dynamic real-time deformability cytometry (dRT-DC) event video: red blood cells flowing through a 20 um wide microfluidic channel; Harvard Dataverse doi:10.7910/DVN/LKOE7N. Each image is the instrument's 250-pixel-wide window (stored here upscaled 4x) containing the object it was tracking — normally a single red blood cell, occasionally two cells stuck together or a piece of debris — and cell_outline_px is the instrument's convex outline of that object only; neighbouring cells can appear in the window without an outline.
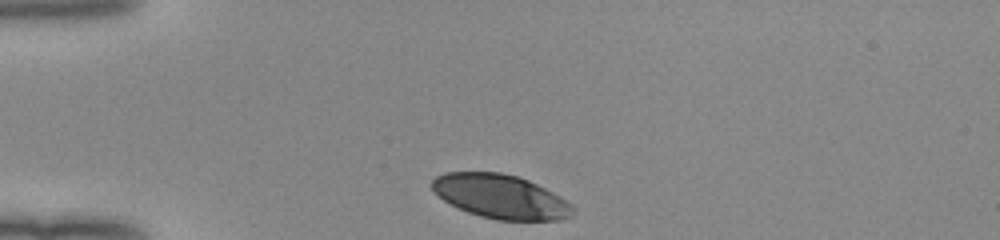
{"species": "human", "species_latin": "Homo sapiens", "temperature_condition": "room temperature", "stored_images_in_passage": 31, "camera_frame_rate_fps": 3000, "um_per_image_px": 0.085, "donor": {"sex": "female"}, "frame": {"image": 1, "passage_image": 1, "time_ms": 0.0, "image_size_px": [1000, 240], "cell_outline_px": [[576, 212], [572, 216], [560, 220], [496, 220], [480, 216], [468, 212], [448, 204], [432, 188], [432, 180], [436, 176], [444, 172], [500, 172], [516, 176], [528, 180], [560, 196], [572, 204]], "centroid_in_image_um": [42.57, 16.71], "position_along_channel_um": 42.4, "area_um2": 36.13}}
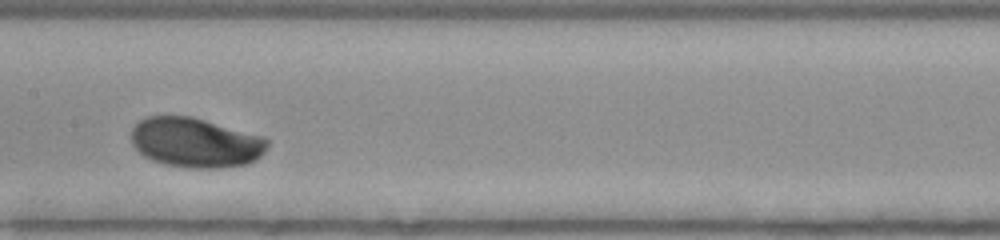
{"frame": {"image": 2, "passage_image": 15, "time_ms": 4.667, "image_size_px": [1000, 240], "cell_outline_px": [[268, 144], [264, 152], [256, 160], [248, 164], [224, 168], [184, 168], [164, 164], [152, 160], [144, 156], [132, 144], [132, 128], [140, 120], [148, 116], [192, 116], [264, 136], [268, 140]], "centroid_in_image_um": [16.64, 12.13], "position_along_channel_um": 190.8, "area_um2": 39.77}}
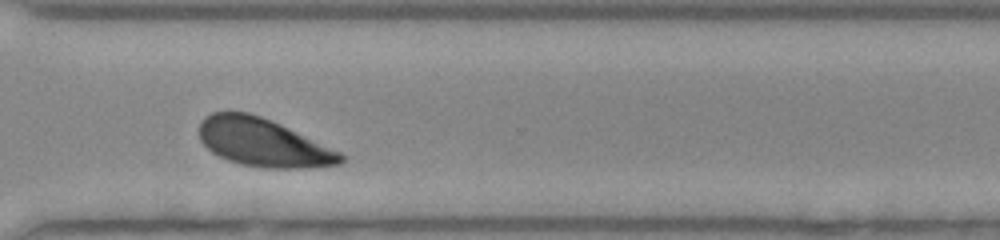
{"frame": {"image": 3, "passage_image": 27, "time_ms": 8.667, "image_size_px": [1000, 240], "cell_outline_px": [[344, 160], [340, 164], [304, 168], [264, 168], [240, 164], [228, 160], [212, 152], [200, 140], [200, 120], [204, 116], [212, 112], [248, 112], [260, 116], [280, 124], [340, 152], [344, 156]], "centroid_in_image_um": [22.33, 12.12], "position_along_channel_um": 348.3, "area_um2": 39.3}, "authors_computed_cell_mechanics": {"area_um2": 38.8994, "velocity_mm_per_s": 3.9313, "shape_relaxation_time_tau1_ms": 2.2587, "shape_relaxation_time_tau2_ms": null, "deformation_change_tau1": 0.1184, "deformation_change_tau2": null}}